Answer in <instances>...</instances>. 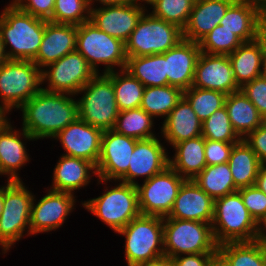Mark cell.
<instances>
[{
    "mask_svg": "<svg viewBox=\"0 0 266 266\" xmlns=\"http://www.w3.org/2000/svg\"><path fill=\"white\" fill-rule=\"evenodd\" d=\"M138 140L104 130L101 138V153L96 165V176L100 182L119 181L128 171L131 155Z\"/></svg>",
    "mask_w": 266,
    "mask_h": 266,
    "instance_id": "14",
    "label": "cell"
},
{
    "mask_svg": "<svg viewBox=\"0 0 266 266\" xmlns=\"http://www.w3.org/2000/svg\"><path fill=\"white\" fill-rule=\"evenodd\" d=\"M149 5L153 8L152 15L184 29L194 1L192 0H152Z\"/></svg>",
    "mask_w": 266,
    "mask_h": 266,
    "instance_id": "40",
    "label": "cell"
},
{
    "mask_svg": "<svg viewBox=\"0 0 266 266\" xmlns=\"http://www.w3.org/2000/svg\"><path fill=\"white\" fill-rule=\"evenodd\" d=\"M78 101L79 118L86 123L104 130L113 129L118 113L112 72L96 74L80 91Z\"/></svg>",
    "mask_w": 266,
    "mask_h": 266,
    "instance_id": "7",
    "label": "cell"
},
{
    "mask_svg": "<svg viewBox=\"0 0 266 266\" xmlns=\"http://www.w3.org/2000/svg\"><path fill=\"white\" fill-rule=\"evenodd\" d=\"M256 41L260 44L266 60V16L261 15L257 24Z\"/></svg>",
    "mask_w": 266,
    "mask_h": 266,
    "instance_id": "49",
    "label": "cell"
},
{
    "mask_svg": "<svg viewBox=\"0 0 266 266\" xmlns=\"http://www.w3.org/2000/svg\"><path fill=\"white\" fill-rule=\"evenodd\" d=\"M131 2H135V3H137L138 1V3H140V2H145V3H147V4H149L150 3V0H130Z\"/></svg>",
    "mask_w": 266,
    "mask_h": 266,
    "instance_id": "61",
    "label": "cell"
},
{
    "mask_svg": "<svg viewBox=\"0 0 266 266\" xmlns=\"http://www.w3.org/2000/svg\"><path fill=\"white\" fill-rule=\"evenodd\" d=\"M8 111L0 104V130L9 122L6 114Z\"/></svg>",
    "mask_w": 266,
    "mask_h": 266,
    "instance_id": "55",
    "label": "cell"
},
{
    "mask_svg": "<svg viewBox=\"0 0 266 266\" xmlns=\"http://www.w3.org/2000/svg\"><path fill=\"white\" fill-rule=\"evenodd\" d=\"M13 129L11 122H8L0 130V175H7L8 181H22L17 170H20L30 158L20 137L22 135L27 140L34 138L23 128L22 132Z\"/></svg>",
    "mask_w": 266,
    "mask_h": 266,
    "instance_id": "24",
    "label": "cell"
},
{
    "mask_svg": "<svg viewBox=\"0 0 266 266\" xmlns=\"http://www.w3.org/2000/svg\"><path fill=\"white\" fill-rule=\"evenodd\" d=\"M257 226L255 241L266 249V217L257 223Z\"/></svg>",
    "mask_w": 266,
    "mask_h": 266,
    "instance_id": "50",
    "label": "cell"
},
{
    "mask_svg": "<svg viewBox=\"0 0 266 266\" xmlns=\"http://www.w3.org/2000/svg\"><path fill=\"white\" fill-rule=\"evenodd\" d=\"M41 69L29 60H9L0 65L1 106L8 112L19 109L42 87Z\"/></svg>",
    "mask_w": 266,
    "mask_h": 266,
    "instance_id": "8",
    "label": "cell"
},
{
    "mask_svg": "<svg viewBox=\"0 0 266 266\" xmlns=\"http://www.w3.org/2000/svg\"><path fill=\"white\" fill-rule=\"evenodd\" d=\"M103 130L78 118L53 138L58 139L66 151V156L81 158L95 167L101 153Z\"/></svg>",
    "mask_w": 266,
    "mask_h": 266,
    "instance_id": "17",
    "label": "cell"
},
{
    "mask_svg": "<svg viewBox=\"0 0 266 266\" xmlns=\"http://www.w3.org/2000/svg\"><path fill=\"white\" fill-rule=\"evenodd\" d=\"M183 93L182 89L171 85L145 87L140 108L152 117L166 118L182 99Z\"/></svg>",
    "mask_w": 266,
    "mask_h": 266,
    "instance_id": "34",
    "label": "cell"
},
{
    "mask_svg": "<svg viewBox=\"0 0 266 266\" xmlns=\"http://www.w3.org/2000/svg\"><path fill=\"white\" fill-rule=\"evenodd\" d=\"M261 11V15L266 16V1L264 3V5L260 8Z\"/></svg>",
    "mask_w": 266,
    "mask_h": 266,
    "instance_id": "60",
    "label": "cell"
},
{
    "mask_svg": "<svg viewBox=\"0 0 266 266\" xmlns=\"http://www.w3.org/2000/svg\"><path fill=\"white\" fill-rule=\"evenodd\" d=\"M7 60L5 51H4V47H3V42L1 40V36H0V65L5 62Z\"/></svg>",
    "mask_w": 266,
    "mask_h": 266,
    "instance_id": "57",
    "label": "cell"
},
{
    "mask_svg": "<svg viewBox=\"0 0 266 266\" xmlns=\"http://www.w3.org/2000/svg\"><path fill=\"white\" fill-rule=\"evenodd\" d=\"M211 226L218 246L228 242L255 241L258 227L238 191L214 200Z\"/></svg>",
    "mask_w": 266,
    "mask_h": 266,
    "instance_id": "3",
    "label": "cell"
},
{
    "mask_svg": "<svg viewBox=\"0 0 266 266\" xmlns=\"http://www.w3.org/2000/svg\"><path fill=\"white\" fill-rule=\"evenodd\" d=\"M3 202H4V186L0 188V215L2 214L3 210Z\"/></svg>",
    "mask_w": 266,
    "mask_h": 266,
    "instance_id": "58",
    "label": "cell"
},
{
    "mask_svg": "<svg viewBox=\"0 0 266 266\" xmlns=\"http://www.w3.org/2000/svg\"><path fill=\"white\" fill-rule=\"evenodd\" d=\"M76 50L86 59L96 74L98 64H104L103 74L114 71V66L125 69V43L101 31L90 21L77 26Z\"/></svg>",
    "mask_w": 266,
    "mask_h": 266,
    "instance_id": "6",
    "label": "cell"
},
{
    "mask_svg": "<svg viewBox=\"0 0 266 266\" xmlns=\"http://www.w3.org/2000/svg\"><path fill=\"white\" fill-rule=\"evenodd\" d=\"M165 53L141 57H127L125 70L145 87L168 85Z\"/></svg>",
    "mask_w": 266,
    "mask_h": 266,
    "instance_id": "32",
    "label": "cell"
},
{
    "mask_svg": "<svg viewBox=\"0 0 266 266\" xmlns=\"http://www.w3.org/2000/svg\"><path fill=\"white\" fill-rule=\"evenodd\" d=\"M233 0H200L194 2L188 22L183 29V39L199 43L225 16Z\"/></svg>",
    "mask_w": 266,
    "mask_h": 266,
    "instance_id": "23",
    "label": "cell"
},
{
    "mask_svg": "<svg viewBox=\"0 0 266 266\" xmlns=\"http://www.w3.org/2000/svg\"><path fill=\"white\" fill-rule=\"evenodd\" d=\"M41 70L42 83L48 82V92L75 96L96 75L86 59L74 50Z\"/></svg>",
    "mask_w": 266,
    "mask_h": 266,
    "instance_id": "13",
    "label": "cell"
},
{
    "mask_svg": "<svg viewBox=\"0 0 266 266\" xmlns=\"http://www.w3.org/2000/svg\"><path fill=\"white\" fill-rule=\"evenodd\" d=\"M240 91L254 104L266 121V79L261 75L245 83Z\"/></svg>",
    "mask_w": 266,
    "mask_h": 266,
    "instance_id": "44",
    "label": "cell"
},
{
    "mask_svg": "<svg viewBox=\"0 0 266 266\" xmlns=\"http://www.w3.org/2000/svg\"><path fill=\"white\" fill-rule=\"evenodd\" d=\"M153 119L140 107L120 111L112 130L137 140L150 139L156 137L151 131L152 126H154Z\"/></svg>",
    "mask_w": 266,
    "mask_h": 266,
    "instance_id": "36",
    "label": "cell"
},
{
    "mask_svg": "<svg viewBox=\"0 0 266 266\" xmlns=\"http://www.w3.org/2000/svg\"><path fill=\"white\" fill-rule=\"evenodd\" d=\"M213 209L214 200L193 180H186L167 217L212 224Z\"/></svg>",
    "mask_w": 266,
    "mask_h": 266,
    "instance_id": "20",
    "label": "cell"
},
{
    "mask_svg": "<svg viewBox=\"0 0 266 266\" xmlns=\"http://www.w3.org/2000/svg\"><path fill=\"white\" fill-rule=\"evenodd\" d=\"M242 43L235 34L219 24L199 42V46L202 53L229 55Z\"/></svg>",
    "mask_w": 266,
    "mask_h": 266,
    "instance_id": "42",
    "label": "cell"
},
{
    "mask_svg": "<svg viewBox=\"0 0 266 266\" xmlns=\"http://www.w3.org/2000/svg\"><path fill=\"white\" fill-rule=\"evenodd\" d=\"M227 163L238 189L255 185L261 163L243 139L233 146Z\"/></svg>",
    "mask_w": 266,
    "mask_h": 266,
    "instance_id": "31",
    "label": "cell"
},
{
    "mask_svg": "<svg viewBox=\"0 0 266 266\" xmlns=\"http://www.w3.org/2000/svg\"><path fill=\"white\" fill-rule=\"evenodd\" d=\"M34 195L22 181H7L4 186L3 210L0 215V247L5 254L28 228L30 234L31 206Z\"/></svg>",
    "mask_w": 266,
    "mask_h": 266,
    "instance_id": "10",
    "label": "cell"
},
{
    "mask_svg": "<svg viewBox=\"0 0 266 266\" xmlns=\"http://www.w3.org/2000/svg\"><path fill=\"white\" fill-rule=\"evenodd\" d=\"M186 181L170 166L144 184H136L139 210L142 215L167 217L182 184Z\"/></svg>",
    "mask_w": 266,
    "mask_h": 266,
    "instance_id": "12",
    "label": "cell"
},
{
    "mask_svg": "<svg viewBox=\"0 0 266 266\" xmlns=\"http://www.w3.org/2000/svg\"><path fill=\"white\" fill-rule=\"evenodd\" d=\"M164 253L168 258L180 255L217 253L212 226L206 222L163 218Z\"/></svg>",
    "mask_w": 266,
    "mask_h": 266,
    "instance_id": "4",
    "label": "cell"
},
{
    "mask_svg": "<svg viewBox=\"0 0 266 266\" xmlns=\"http://www.w3.org/2000/svg\"><path fill=\"white\" fill-rule=\"evenodd\" d=\"M182 39V29L145 11L125 43V53L127 57L163 54Z\"/></svg>",
    "mask_w": 266,
    "mask_h": 266,
    "instance_id": "9",
    "label": "cell"
},
{
    "mask_svg": "<svg viewBox=\"0 0 266 266\" xmlns=\"http://www.w3.org/2000/svg\"><path fill=\"white\" fill-rule=\"evenodd\" d=\"M255 185L266 194V164H261Z\"/></svg>",
    "mask_w": 266,
    "mask_h": 266,
    "instance_id": "52",
    "label": "cell"
},
{
    "mask_svg": "<svg viewBox=\"0 0 266 266\" xmlns=\"http://www.w3.org/2000/svg\"><path fill=\"white\" fill-rule=\"evenodd\" d=\"M225 108L234 130L242 139L265 121L254 104L240 90L227 95Z\"/></svg>",
    "mask_w": 266,
    "mask_h": 266,
    "instance_id": "30",
    "label": "cell"
},
{
    "mask_svg": "<svg viewBox=\"0 0 266 266\" xmlns=\"http://www.w3.org/2000/svg\"><path fill=\"white\" fill-rule=\"evenodd\" d=\"M71 94L41 89L19 110L22 128L35 140L53 138L79 118L78 101Z\"/></svg>",
    "mask_w": 266,
    "mask_h": 266,
    "instance_id": "1",
    "label": "cell"
},
{
    "mask_svg": "<svg viewBox=\"0 0 266 266\" xmlns=\"http://www.w3.org/2000/svg\"><path fill=\"white\" fill-rule=\"evenodd\" d=\"M243 140L255 152L260 163L266 164V121L248 133Z\"/></svg>",
    "mask_w": 266,
    "mask_h": 266,
    "instance_id": "47",
    "label": "cell"
},
{
    "mask_svg": "<svg viewBox=\"0 0 266 266\" xmlns=\"http://www.w3.org/2000/svg\"><path fill=\"white\" fill-rule=\"evenodd\" d=\"M192 87L222 92H237V85L228 55L200 53L194 72Z\"/></svg>",
    "mask_w": 266,
    "mask_h": 266,
    "instance_id": "18",
    "label": "cell"
},
{
    "mask_svg": "<svg viewBox=\"0 0 266 266\" xmlns=\"http://www.w3.org/2000/svg\"><path fill=\"white\" fill-rule=\"evenodd\" d=\"M76 42V25L46 21L42 43L33 62L42 70L76 50Z\"/></svg>",
    "mask_w": 266,
    "mask_h": 266,
    "instance_id": "22",
    "label": "cell"
},
{
    "mask_svg": "<svg viewBox=\"0 0 266 266\" xmlns=\"http://www.w3.org/2000/svg\"><path fill=\"white\" fill-rule=\"evenodd\" d=\"M234 2L250 3L261 8L266 0H233Z\"/></svg>",
    "mask_w": 266,
    "mask_h": 266,
    "instance_id": "56",
    "label": "cell"
},
{
    "mask_svg": "<svg viewBox=\"0 0 266 266\" xmlns=\"http://www.w3.org/2000/svg\"><path fill=\"white\" fill-rule=\"evenodd\" d=\"M100 2L103 6H111V5H121L128 2H131L130 0H95ZM94 0H87L88 6L90 9H92V6L94 3Z\"/></svg>",
    "mask_w": 266,
    "mask_h": 266,
    "instance_id": "53",
    "label": "cell"
},
{
    "mask_svg": "<svg viewBox=\"0 0 266 266\" xmlns=\"http://www.w3.org/2000/svg\"><path fill=\"white\" fill-rule=\"evenodd\" d=\"M217 253L230 266H266V249L256 241L223 243Z\"/></svg>",
    "mask_w": 266,
    "mask_h": 266,
    "instance_id": "35",
    "label": "cell"
},
{
    "mask_svg": "<svg viewBox=\"0 0 266 266\" xmlns=\"http://www.w3.org/2000/svg\"><path fill=\"white\" fill-rule=\"evenodd\" d=\"M244 205L256 223L266 217V194L256 185L238 189Z\"/></svg>",
    "mask_w": 266,
    "mask_h": 266,
    "instance_id": "43",
    "label": "cell"
},
{
    "mask_svg": "<svg viewBox=\"0 0 266 266\" xmlns=\"http://www.w3.org/2000/svg\"><path fill=\"white\" fill-rule=\"evenodd\" d=\"M216 254L217 253L187 254L171 258V260L173 266H209L211 259Z\"/></svg>",
    "mask_w": 266,
    "mask_h": 266,
    "instance_id": "48",
    "label": "cell"
},
{
    "mask_svg": "<svg viewBox=\"0 0 266 266\" xmlns=\"http://www.w3.org/2000/svg\"><path fill=\"white\" fill-rule=\"evenodd\" d=\"M94 170V171H93ZM51 190L74 193L90 182V172L96 175V167L89 161L61 155L53 171Z\"/></svg>",
    "mask_w": 266,
    "mask_h": 266,
    "instance_id": "26",
    "label": "cell"
},
{
    "mask_svg": "<svg viewBox=\"0 0 266 266\" xmlns=\"http://www.w3.org/2000/svg\"><path fill=\"white\" fill-rule=\"evenodd\" d=\"M161 133L170 145L202 135V121L182 97L163 122Z\"/></svg>",
    "mask_w": 266,
    "mask_h": 266,
    "instance_id": "25",
    "label": "cell"
},
{
    "mask_svg": "<svg viewBox=\"0 0 266 266\" xmlns=\"http://www.w3.org/2000/svg\"><path fill=\"white\" fill-rule=\"evenodd\" d=\"M202 136L205 139L228 143H238L242 140L233 128L225 106L202 122Z\"/></svg>",
    "mask_w": 266,
    "mask_h": 266,
    "instance_id": "39",
    "label": "cell"
},
{
    "mask_svg": "<svg viewBox=\"0 0 266 266\" xmlns=\"http://www.w3.org/2000/svg\"><path fill=\"white\" fill-rule=\"evenodd\" d=\"M199 43L182 39L172 49L165 52V68L168 85L183 91L192 86L198 57Z\"/></svg>",
    "mask_w": 266,
    "mask_h": 266,
    "instance_id": "21",
    "label": "cell"
},
{
    "mask_svg": "<svg viewBox=\"0 0 266 266\" xmlns=\"http://www.w3.org/2000/svg\"><path fill=\"white\" fill-rule=\"evenodd\" d=\"M112 83L119 111L139 108L145 86L125 69L112 71Z\"/></svg>",
    "mask_w": 266,
    "mask_h": 266,
    "instance_id": "37",
    "label": "cell"
},
{
    "mask_svg": "<svg viewBox=\"0 0 266 266\" xmlns=\"http://www.w3.org/2000/svg\"><path fill=\"white\" fill-rule=\"evenodd\" d=\"M119 182L110 190L106 188L103 195L82 203L116 233L141 214L136 185Z\"/></svg>",
    "mask_w": 266,
    "mask_h": 266,
    "instance_id": "11",
    "label": "cell"
},
{
    "mask_svg": "<svg viewBox=\"0 0 266 266\" xmlns=\"http://www.w3.org/2000/svg\"><path fill=\"white\" fill-rule=\"evenodd\" d=\"M21 11L49 21L54 11L55 0H13Z\"/></svg>",
    "mask_w": 266,
    "mask_h": 266,
    "instance_id": "46",
    "label": "cell"
},
{
    "mask_svg": "<svg viewBox=\"0 0 266 266\" xmlns=\"http://www.w3.org/2000/svg\"><path fill=\"white\" fill-rule=\"evenodd\" d=\"M10 3L0 14V36L6 57L33 61L42 43L46 20L25 13ZM7 45L10 51L5 49Z\"/></svg>",
    "mask_w": 266,
    "mask_h": 266,
    "instance_id": "2",
    "label": "cell"
},
{
    "mask_svg": "<svg viewBox=\"0 0 266 266\" xmlns=\"http://www.w3.org/2000/svg\"><path fill=\"white\" fill-rule=\"evenodd\" d=\"M49 21L76 26L90 21L87 0H55L53 15Z\"/></svg>",
    "mask_w": 266,
    "mask_h": 266,
    "instance_id": "41",
    "label": "cell"
},
{
    "mask_svg": "<svg viewBox=\"0 0 266 266\" xmlns=\"http://www.w3.org/2000/svg\"><path fill=\"white\" fill-rule=\"evenodd\" d=\"M157 137L138 140L131 155L127 173L119 180L136 185L137 177L148 180L169 166V157Z\"/></svg>",
    "mask_w": 266,
    "mask_h": 266,
    "instance_id": "19",
    "label": "cell"
},
{
    "mask_svg": "<svg viewBox=\"0 0 266 266\" xmlns=\"http://www.w3.org/2000/svg\"><path fill=\"white\" fill-rule=\"evenodd\" d=\"M134 266H173V263L170 258L162 256L155 260L135 264Z\"/></svg>",
    "mask_w": 266,
    "mask_h": 266,
    "instance_id": "51",
    "label": "cell"
},
{
    "mask_svg": "<svg viewBox=\"0 0 266 266\" xmlns=\"http://www.w3.org/2000/svg\"><path fill=\"white\" fill-rule=\"evenodd\" d=\"M262 76L266 79V60L263 62V67H262Z\"/></svg>",
    "mask_w": 266,
    "mask_h": 266,
    "instance_id": "59",
    "label": "cell"
},
{
    "mask_svg": "<svg viewBox=\"0 0 266 266\" xmlns=\"http://www.w3.org/2000/svg\"><path fill=\"white\" fill-rule=\"evenodd\" d=\"M34 200L36 199L33 198L30 216L31 235L61 227L76 202L74 194L51 189L37 204Z\"/></svg>",
    "mask_w": 266,
    "mask_h": 266,
    "instance_id": "16",
    "label": "cell"
},
{
    "mask_svg": "<svg viewBox=\"0 0 266 266\" xmlns=\"http://www.w3.org/2000/svg\"><path fill=\"white\" fill-rule=\"evenodd\" d=\"M173 148L175 155L169 158V166L184 179L193 180L207 165L202 135L176 143Z\"/></svg>",
    "mask_w": 266,
    "mask_h": 266,
    "instance_id": "27",
    "label": "cell"
},
{
    "mask_svg": "<svg viewBox=\"0 0 266 266\" xmlns=\"http://www.w3.org/2000/svg\"><path fill=\"white\" fill-rule=\"evenodd\" d=\"M260 8L250 3L233 2L220 25L235 34L243 43L256 40Z\"/></svg>",
    "mask_w": 266,
    "mask_h": 266,
    "instance_id": "29",
    "label": "cell"
},
{
    "mask_svg": "<svg viewBox=\"0 0 266 266\" xmlns=\"http://www.w3.org/2000/svg\"><path fill=\"white\" fill-rule=\"evenodd\" d=\"M142 3L128 2L121 5L90 9V22L106 34L126 43L147 9Z\"/></svg>",
    "mask_w": 266,
    "mask_h": 266,
    "instance_id": "15",
    "label": "cell"
},
{
    "mask_svg": "<svg viewBox=\"0 0 266 266\" xmlns=\"http://www.w3.org/2000/svg\"><path fill=\"white\" fill-rule=\"evenodd\" d=\"M193 181L213 200L238 191L228 163L206 165Z\"/></svg>",
    "mask_w": 266,
    "mask_h": 266,
    "instance_id": "33",
    "label": "cell"
},
{
    "mask_svg": "<svg viewBox=\"0 0 266 266\" xmlns=\"http://www.w3.org/2000/svg\"><path fill=\"white\" fill-rule=\"evenodd\" d=\"M235 144L205 139L204 155L206 164L217 165L227 163Z\"/></svg>",
    "mask_w": 266,
    "mask_h": 266,
    "instance_id": "45",
    "label": "cell"
},
{
    "mask_svg": "<svg viewBox=\"0 0 266 266\" xmlns=\"http://www.w3.org/2000/svg\"><path fill=\"white\" fill-rule=\"evenodd\" d=\"M234 79L241 88L262 75L264 56L260 44L254 40L242 43L234 52L228 55Z\"/></svg>",
    "mask_w": 266,
    "mask_h": 266,
    "instance_id": "28",
    "label": "cell"
},
{
    "mask_svg": "<svg viewBox=\"0 0 266 266\" xmlns=\"http://www.w3.org/2000/svg\"><path fill=\"white\" fill-rule=\"evenodd\" d=\"M209 266H230L218 253L211 259Z\"/></svg>",
    "mask_w": 266,
    "mask_h": 266,
    "instance_id": "54",
    "label": "cell"
},
{
    "mask_svg": "<svg viewBox=\"0 0 266 266\" xmlns=\"http://www.w3.org/2000/svg\"><path fill=\"white\" fill-rule=\"evenodd\" d=\"M183 97L189 102L197 117L203 122L216 110L225 106L227 95L214 90L190 87Z\"/></svg>",
    "mask_w": 266,
    "mask_h": 266,
    "instance_id": "38",
    "label": "cell"
},
{
    "mask_svg": "<svg viewBox=\"0 0 266 266\" xmlns=\"http://www.w3.org/2000/svg\"><path fill=\"white\" fill-rule=\"evenodd\" d=\"M117 233L126 238L127 266L165 256L162 217L140 214Z\"/></svg>",
    "mask_w": 266,
    "mask_h": 266,
    "instance_id": "5",
    "label": "cell"
}]
</instances>
